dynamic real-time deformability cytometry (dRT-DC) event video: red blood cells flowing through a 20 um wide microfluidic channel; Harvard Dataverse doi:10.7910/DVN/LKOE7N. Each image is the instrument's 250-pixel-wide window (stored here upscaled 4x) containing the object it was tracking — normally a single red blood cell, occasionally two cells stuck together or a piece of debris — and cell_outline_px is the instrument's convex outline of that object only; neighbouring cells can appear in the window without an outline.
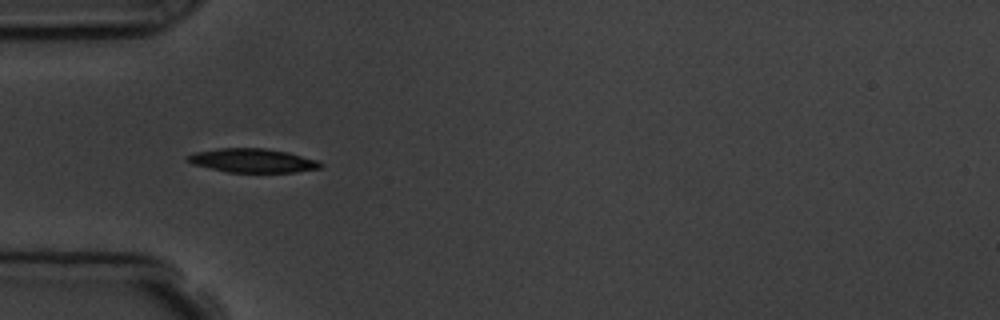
{"species": "common noctule bat (a hibernating species)", "species_latin": "Nyctalus noctula", "temperature_condition": "room temperature", "stored_images_in_passage": 5, "camera_frame_rate_fps": 3000, "um_per_image_px": 0.085, "animal": {"sex": "male", "body_mass_g": 19.5, "forearm_length_mm": 54.6}, "frame": {"image": 1, "passage_image": 1, "time_ms": 0.0, "image_size_px": [1000, 320], "cell_outline_px": [[324, 164], [320, 168], [296, 172], [228, 172], [192, 164], [184, 160], [184, 156], [196, 152], [220, 148], [264, 148], [288, 152], [316, 160]], "centroid_in_image_um": [21.43, 13.64], "position_along_channel_um": 63.6, "area_um2": 18.5}}